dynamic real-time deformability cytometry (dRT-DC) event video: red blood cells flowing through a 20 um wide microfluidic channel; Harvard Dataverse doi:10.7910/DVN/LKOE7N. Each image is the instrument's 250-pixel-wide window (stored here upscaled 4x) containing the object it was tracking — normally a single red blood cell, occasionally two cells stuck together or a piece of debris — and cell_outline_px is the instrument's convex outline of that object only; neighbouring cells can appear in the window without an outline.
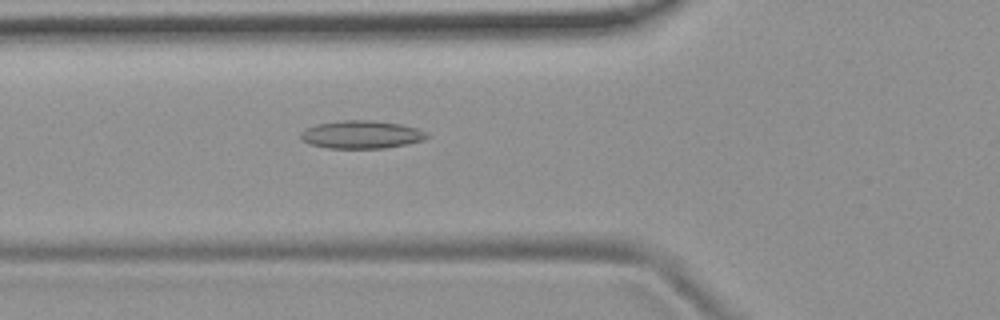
{"species": "common noctule bat (a hibernating species)", "species_latin": "Nyctalus noctula", "temperature_condition": "room temperature", "stored_images_in_passage": 53, "camera_frame_rate_fps": 3000, "um_per_image_px": 0.085, "animal": {"sex": "female", "body_mass_g": 19.9}, "frame": {"image": 1, "passage_image": 19, "time_ms": 6.0, "image_size_px": [1000, 320], "cell_outline_px": [[428, 136], [424, 140], [408, 144], [384, 148], [328, 148], [308, 144], [300, 140], [300, 132], [316, 124], [344, 120], [372, 120], [400, 124], [416, 128], [428, 132]], "centroid_in_image_um": [30.71, 11.44], "position_along_channel_um": 95.1, "area_um2": 20.63}}
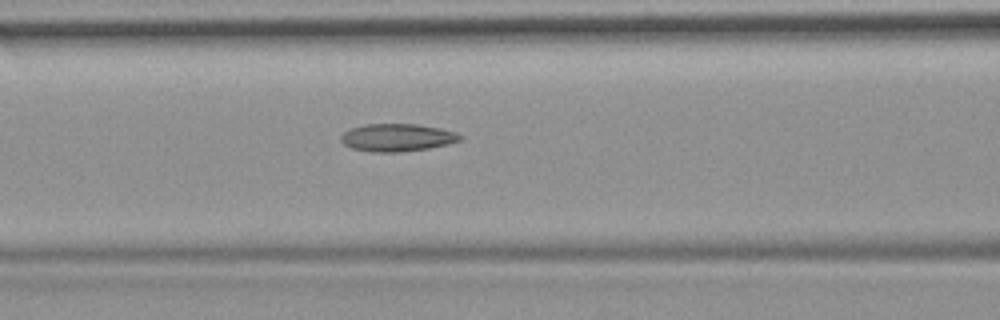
{"frame": {"image": 2, "passage_image": 22, "time_ms": 7.0, "image_size_px": [1000, 320], "cell_outline_px": [[464, 136], [460, 140], [448, 144], [428, 148], [400, 152], [372, 152], [352, 148], [344, 144], [340, 140], [340, 136], [348, 128], [364, 124], [416, 124], [440, 128], [456, 132]], "centroid_in_image_um": [33.74, 11.68], "position_along_channel_um": 132.9, "area_um2": 19.31}}
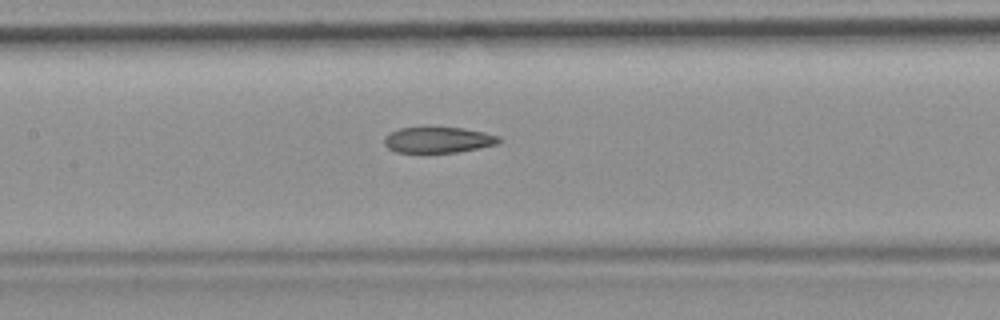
{"frame": {"image": 3, "passage_image": 25, "time_ms": 8.0, "image_size_px": [1000, 320], "cell_outline_px": [[504, 140], [496, 144], [456, 152], [396, 152], [388, 148], [384, 144], [384, 136], [388, 132], [400, 128], [464, 128], [484, 132], [500, 136]], "centroid_in_image_um": [37.23, 11.89], "position_along_channel_um": 170.2, "area_um2": 17.17}, "authors_computed_cell_mechanics": {"area_um2": 19.0162, "velocity_mm_per_s": 3.7298, "shape_relaxation_time_tau1_ms": null, "shape_relaxation_time_tau2_ms": 2.3283, "deformation_change_tau1": null, "deformation_change_tau2": 0.1047}}